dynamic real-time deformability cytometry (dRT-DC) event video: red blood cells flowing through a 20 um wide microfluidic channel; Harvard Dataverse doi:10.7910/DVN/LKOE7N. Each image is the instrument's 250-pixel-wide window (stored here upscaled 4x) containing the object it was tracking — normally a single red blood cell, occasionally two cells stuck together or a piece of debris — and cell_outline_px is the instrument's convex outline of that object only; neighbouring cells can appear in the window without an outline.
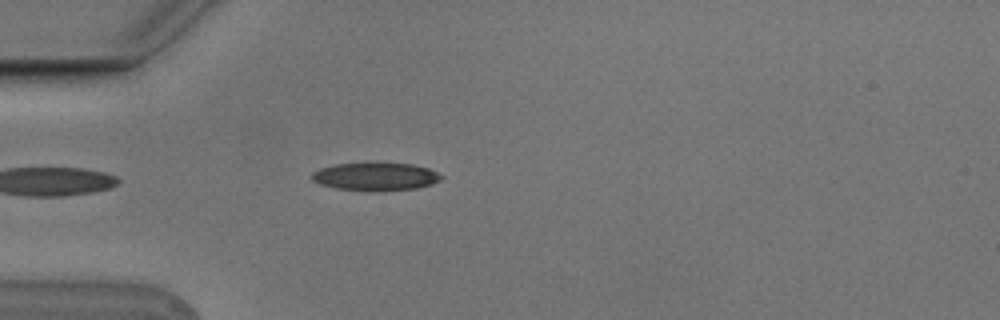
{"species": "Egyptian fruit bat (a non-hibernating species)", "species_latin": "Rousettus aegyptiacus", "temperature_condition": "cold", "stored_images_in_passage": 4, "camera_frame_rate_fps": 3000, "um_per_image_px": 0.085, "animal": {"sex": "male"}, "frame": {"image": 1, "passage_image": 4, "time_ms": 1.0, "image_size_px": [1000, 320], "cell_outline_px": [[444, 176], [440, 180], [432, 184], [416, 188], [336, 188], [320, 184], [312, 180], [312, 172], [320, 168], [336, 164], [364, 160], [380, 160], [412, 164], [428, 168]], "centroid_in_image_um": [31.91, 14.9], "position_along_channel_um": 53.1, "area_um2": 21.04}}